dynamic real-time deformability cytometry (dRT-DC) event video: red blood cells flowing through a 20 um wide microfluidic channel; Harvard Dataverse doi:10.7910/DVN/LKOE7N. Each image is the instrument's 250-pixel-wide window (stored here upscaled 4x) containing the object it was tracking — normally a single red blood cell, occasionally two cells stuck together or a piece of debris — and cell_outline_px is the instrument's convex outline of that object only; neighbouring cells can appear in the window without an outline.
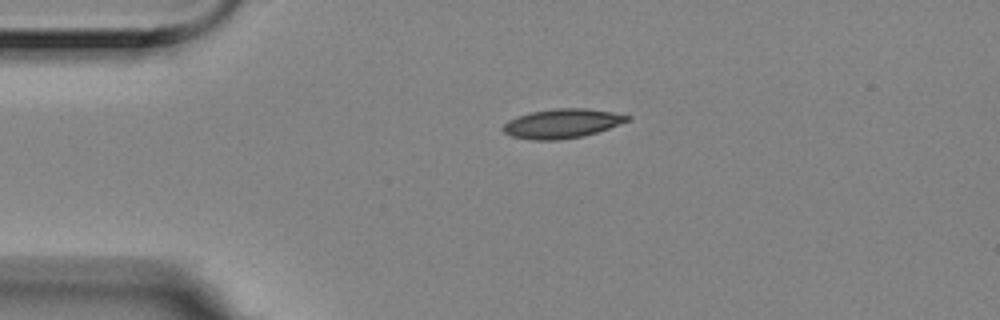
{"species": "Egyptian fruit bat (a non-hibernating species)", "species_latin": "Rousettus aegyptiacus", "temperature_condition": "room temperature", "stored_images_in_passage": 3, "camera_frame_rate_fps": 3000, "um_per_image_px": 0.085, "animal": {"sex": "female"}, "frame": {"image": 1, "passage_image": 1, "time_ms": 0.0, "image_size_px": [1000, 320], "cell_outline_px": [[632, 120], [584, 136], [556, 140], [532, 140], [512, 136], [504, 132], [504, 124], [508, 120], [516, 116], [532, 112], [552, 108], [584, 108], [612, 112], [632, 116]], "centroid_in_image_um": [47.8, 10.49], "position_along_channel_um": 37.2, "area_um2": 21.15}}
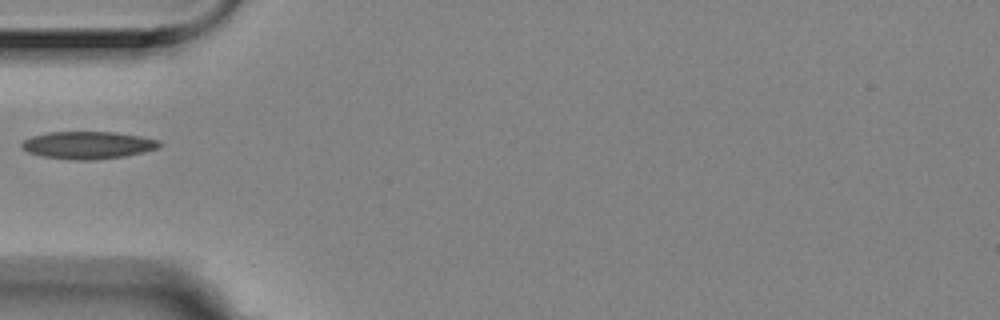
{"frame": {"image": 2, "passage_image": 3, "time_ms": 0.667, "image_size_px": [1000, 320], "cell_outline_px": [[164, 144], [160, 148], [144, 152], [124, 156], [96, 160], [68, 160], [40, 156], [28, 152], [20, 148], [20, 144], [24, 140], [32, 136], [48, 132], [116, 132], [140, 136], [160, 140]], "centroid_in_image_um": [7.49, 12.34], "position_along_channel_um": 77.5, "area_um2": 22.43}}